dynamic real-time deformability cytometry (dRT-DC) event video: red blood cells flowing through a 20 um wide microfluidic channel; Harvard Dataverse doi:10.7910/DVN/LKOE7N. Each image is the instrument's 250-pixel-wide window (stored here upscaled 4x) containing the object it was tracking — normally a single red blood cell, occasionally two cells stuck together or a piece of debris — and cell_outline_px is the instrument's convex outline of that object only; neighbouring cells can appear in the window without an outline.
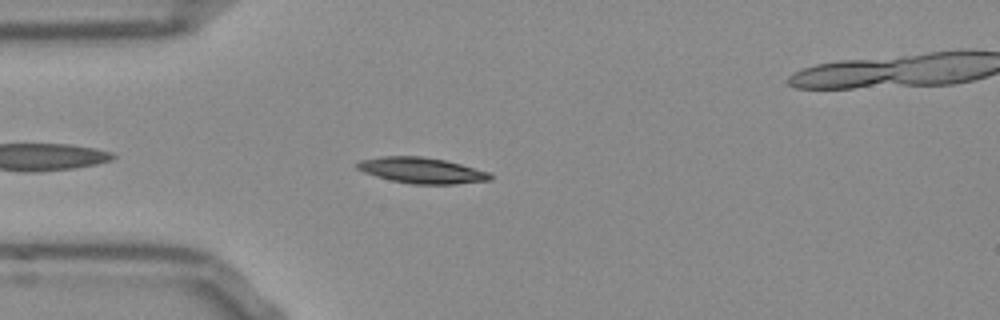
{"species": "Egyptian fruit bat (a non-hibernating species)", "species_latin": "Rousettus aegyptiacus", "temperature_condition": "room temperature", "stored_images_in_passage": 33, "camera_frame_rate_fps": 3000, "um_per_image_px": 0.085, "frame": {"image": 1, "passage_image": 1, "time_ms": 0.0, "image_size_px": [1000, 320], "cell_outline_px": [[492, 180], [452, 184], [412, 184], [392, 180], [376, 176], [364, 172], [356, 168], [356, 164], [360, 160], [380, 156], [424, 156], [444, 160], [460, 164], [488, 172], [492, 176]], "centroid_in_image_um": [35.82, 14.48], "position_along_channel_um": 49.2, "area_um2": 19.88}}
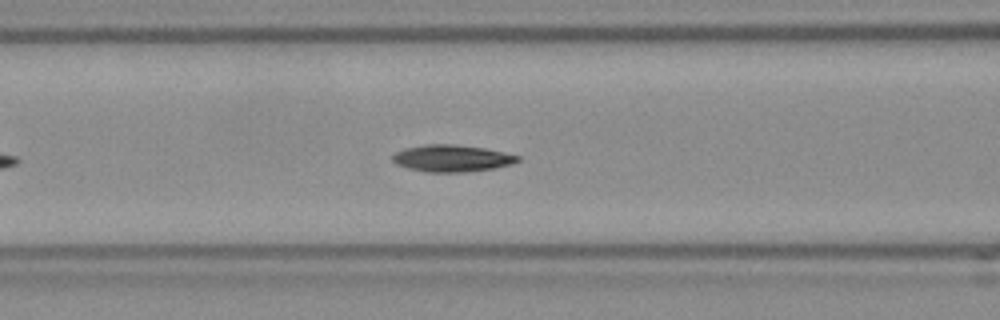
{"frame": {"image": 2, "passage_image": 8, "time_ms": 2.333, "image_size_px": [1000, 320], "cell_outline_px": [[520, 160], [512, 164], [492, 168], [464, 172], [428, 172], [408, 168], [396, 164], [392, 160], [392, 156], [396, 152], [404, 148], [428, 144], [452, 144], [484, 148], [520, 156]], "centroid_in_image_um": [38.39, 13.45], "position_along_channel_um": 128.2, "area_um2": 19.42}}
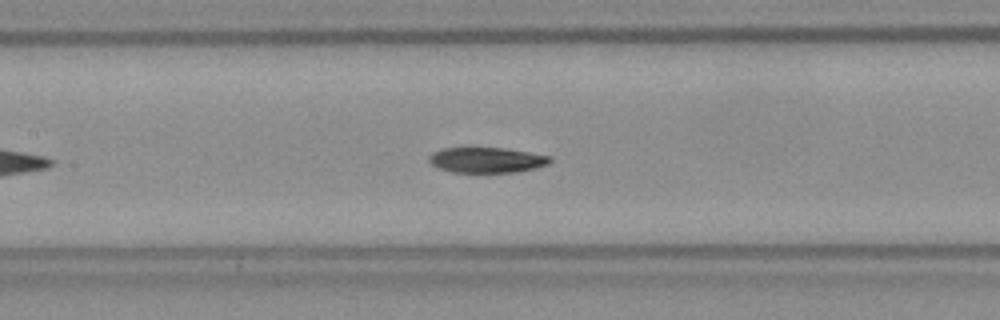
{"frame": {"image": 3, "passage_image": 11, "time_ms": 3.333, "image_size_px": [1000, 320], "cell_outline_px": [[552, 160], [548, 164], [536, 168], [516, 172], [452, 172], [440, 168], [432, 164], [428, 160], [428, 156], [432, 152], [440, 148], [504, 148], [552, 156]], "centroid_in_image_um": [41.37, 13.6], "position_along_channel_um": 166.0, "area_um2": 17.92}, "authors_computed_cell_mechanics": {"area_um2": 19.1896, "velocity_mm_per_s": 3.7745, "shape_relaxation_time_tau1_ms": 5.6481, "shape_relaxation_time_tau2_ms": 6.662, "deformation_change_tau1": 0.161, "deformation_change_tau2": 0.1011}}